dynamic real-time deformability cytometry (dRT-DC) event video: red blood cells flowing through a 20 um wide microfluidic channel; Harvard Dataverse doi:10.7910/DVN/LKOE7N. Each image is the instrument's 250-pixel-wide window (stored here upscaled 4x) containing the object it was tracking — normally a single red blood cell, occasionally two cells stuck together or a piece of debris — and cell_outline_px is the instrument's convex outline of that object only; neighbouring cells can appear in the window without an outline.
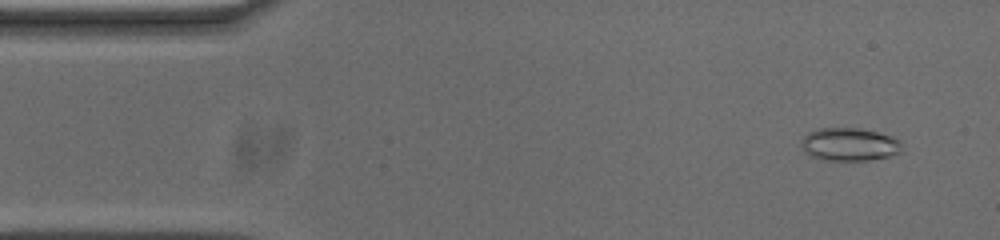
{"species": "common noctule bat (a hibernating species)", "species_latin": "Nyctalus noctula", "temperature_condition": "cold", "stored_images_in_passage": 54, "camera_frame_rate_fps": 3000, "um_per_image_px": 0.085, "animal": {"sex": "male", "body_mass_g": 20.0, "forearm_length_mm": 53.3}, "frame": {"image": 1, "passage_image": 4, "time_ms": 1.0, "image_size_px": [1000, 240], "cell_outline_px": [[904, 144], [900, 152], [888, 156], [868, 160], [824, 160], [812, 156], [804, 152], [800, 144], [800, 140], [808, 132], [820, 128], [856, 128], [876, 132], [900, 140]], "centroid_in_image_um": [72.17, 12.27], "position_along_channel_um": 12.8, "area_um2": 19.31}}
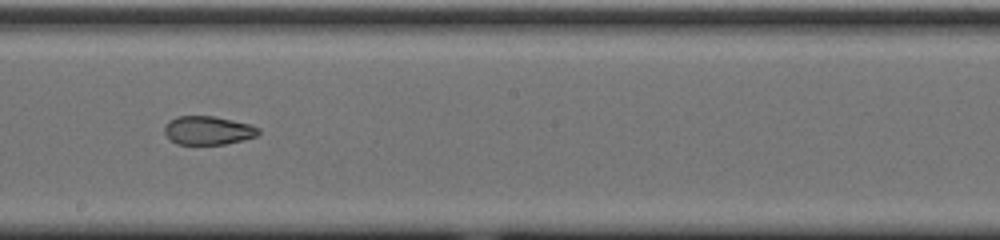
{"frame": {"image": 2, "passage_image": 29, "time_ms": 9.333, "image_size_px": [1000, 240], "cell_outline_px": [[260, 132], [256, 136], [224, 144], [176, 144], [164, 132], [164, 128], [168, 120], [176, 116], [212, 116], [252, 124], [260, 128]], "centroid_in_image_um": [17.68, 11.07], "position_along_channel_um": 230.5, "area_um2": 15.61}}
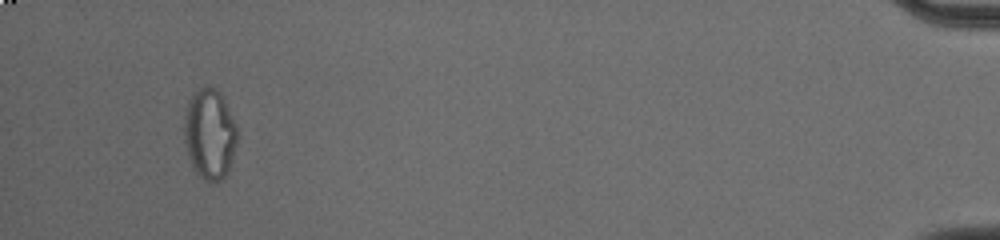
{"frame": {"image": 3, "passage_image": 51, "time_ms": 16.667, "image_size_px": [1000, 240], "cell_outline_px": [[236, 144], [228, 168], [224, 176], [216, 184], [204, 180], [196, 172], [188, 156], [184, 140], [184, 116], [188, 100], [200, 88], [216, 88], [220, 92], [236, 124]], "centroid_in_image_um": [17.8, 11.4], "position_along_channel_um": 417.4, "area_um2": 27.57}, "authors_computed_cell_mechanics": {"area_um2": 18.785, "velocity_mm_per_s": 3.711, "shape_relaxation_time_tau1_ms": null, "shape_relaxation_time_tau2_ms": 2.4423, "deformation_change_tau1": null, "deformation_change_tau2": 0.0829}}